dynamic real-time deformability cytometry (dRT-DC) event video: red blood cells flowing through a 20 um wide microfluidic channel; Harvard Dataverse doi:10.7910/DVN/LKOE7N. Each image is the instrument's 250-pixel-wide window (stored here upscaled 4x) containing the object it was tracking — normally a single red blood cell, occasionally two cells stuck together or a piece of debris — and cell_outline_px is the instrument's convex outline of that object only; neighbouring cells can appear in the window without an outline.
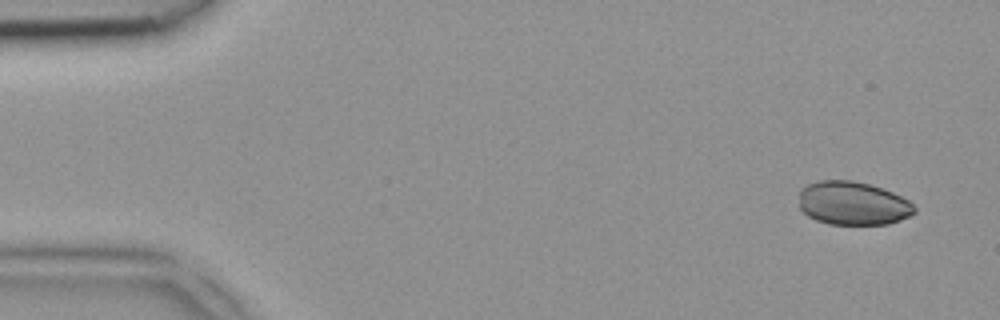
{"species": "common noctule bat (a hibernating species)", "species_latin": "Nyctalus noctula", "temperature_condition": "room temperature", "stored_images_in_passage": 4, "segment_of_instrument_passage": [1, 2], "camera_frame_rate_fps": 3000, "um_per_image_px": 0.085, "animal": {"sex": "female", "body_mass_g": 18.4}, "frame": {"image": 1, "passage_image": 1, "time_ms": 0.0, "image_size_px": [1000, 320], "cell_outline_px": [[916, 212], [900, 220], [888, 224], [828, 224], [816, 220], [808, 216], [800, 208], [800, 188], [808, 184], [820, 180], [852, 180], [868, 184], [892, 192], [908, 200], [916, 208]], "centroid_in_image_um": [72.48, 17.28], "position_along_channel_um": 12.5, "area_um2": 29.19}}
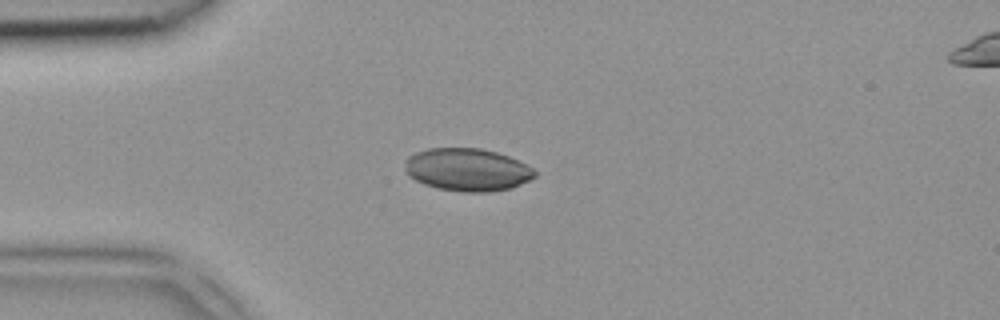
{"frame": {"image": 2, "passage_image": 3, "time_ms": 0.667, "image_size_px": [1000, 320], "cell_outline_px": [[536, 176], [512, 188], [488, 192], [464, 192], [436, 188], [424, 184], [416, 180], [404, 168], [404, 160], [408, 156], [416, 152], [428, 148], [480, 148], [496, 152], [508, 156], [532, 168], [536, 172]], "centroid_in_image_um": [39.7, 14.42], "position_along_channel_um": 45.3, "area_um2": 32.19}}